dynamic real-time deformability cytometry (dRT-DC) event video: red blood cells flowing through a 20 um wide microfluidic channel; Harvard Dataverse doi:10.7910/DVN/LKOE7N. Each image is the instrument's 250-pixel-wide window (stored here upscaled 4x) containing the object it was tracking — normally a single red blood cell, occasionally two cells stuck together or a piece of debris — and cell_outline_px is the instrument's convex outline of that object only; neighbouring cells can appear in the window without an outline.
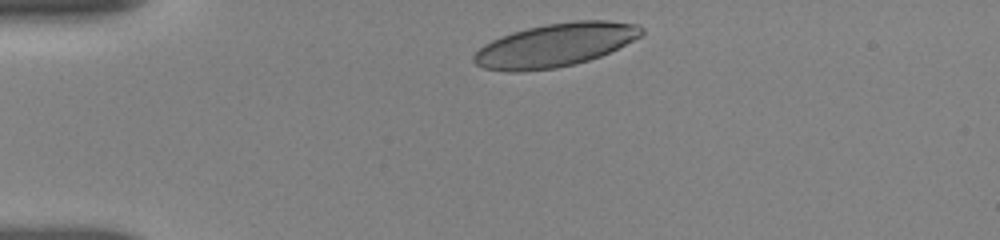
{"species": "human", "species_latin": "Homo sapiens", "temperature_condition": "room temperature", "stored_images_in_passage": 6, "camera_frame_rate_fps": 3000, "um_per_image_px": 0.085, "donor": {"sex": "female"}, "frame": {"image": 1, "passage_image": 1, "time_ms": 0.0, "image_size_px": [1000, 240], "cell_outline_px": [[644, 32], [640, 36], [600, 56], [576, 64], [556, 68], [520, 72], [508, 72], [484, 68], [476, 64], [472, 60], [472, 56], [484, 44], [492, 40], [512, 32], [528, 28], [548, 24], [576, 20], [608, 20], [636, 24], [644, 28]], "centroid_in_image_um": [47.16, 3.84], "position_along_channel_um": 37.8, "area_um2": 42.19}}
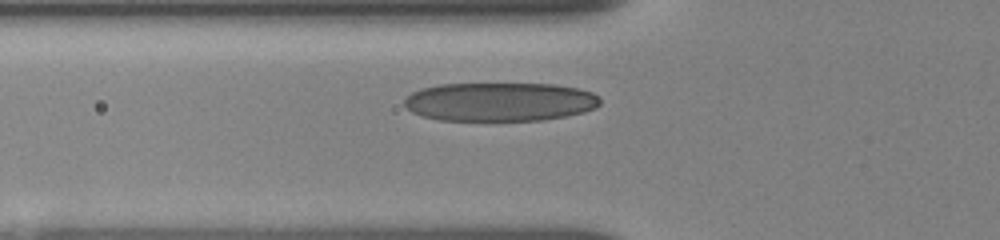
{"frame": {"image": 2, "passage_image": 4, "time_ms": 2.333, "image_size_px": [1000, 240], "cell_outline_px": [[600, 104], [596, 108], [584, 112], [544, 120], [440, 120], [424, 116], [412, 112], [404, 104], [404, 96], [420, 88], [440, 84], [556, 84], [576, 88], [592, 92], [600, 96]], "centroid_in_image_um": [42.49, 8.64], "position_along_channel_um": 83.3, "area_um2": 44.33}}
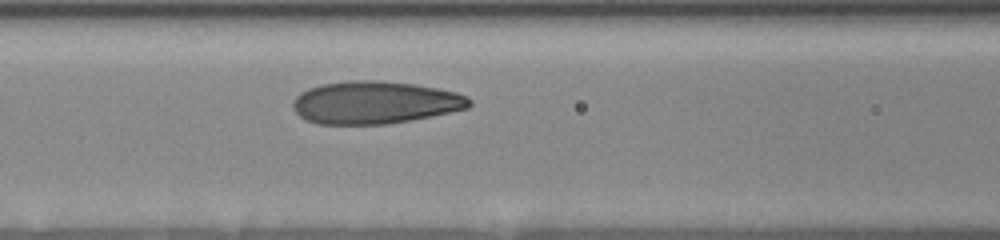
{"frame": {"image": 3, "passage_image": 6, "time_ms": 3.667, "image_size_px": [1000, 240], "cell_outline_px": [[472, 104], [468, 108], [452, 112], [412, 120], [388, 124], [316, 124], [304, 120], [292, 108], [292, 100], [300, 92], [308, 88], [320, 84], [348, 80], [380, 80], [416, 84], [456, 92], [468, 96], [472, 100]], "centroid_in_image_um": [31.85, 8.71], "position_along_channel_um": 134.7, "area_um2": 44.39}}